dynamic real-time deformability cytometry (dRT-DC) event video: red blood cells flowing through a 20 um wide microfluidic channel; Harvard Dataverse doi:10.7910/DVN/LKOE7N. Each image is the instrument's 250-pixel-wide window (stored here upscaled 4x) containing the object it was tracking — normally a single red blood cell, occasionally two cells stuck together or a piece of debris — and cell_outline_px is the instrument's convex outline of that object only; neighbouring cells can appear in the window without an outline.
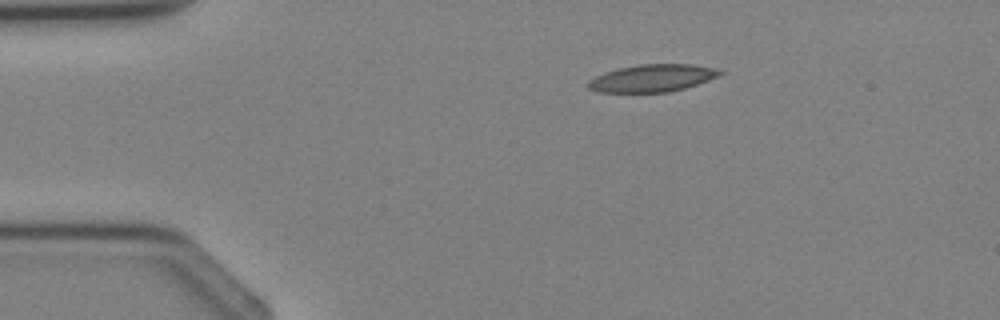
{"species": "Egyptian fruit bat (a non-hibernating species)", "species_latin": "Rousettus aegyptiacus", "temperature_condition": "cold", "stored_images_in_passage": 1, "camera_frame_rate_fps": 3000, "um_per_image_px": 0.085, "animal": {"sex": "female"}, "frame": {"image": 1, "passage_image": 1, "time_ms": 0.0, "image_size_px": [1000, 320], "cell_outline_px": [[724, 72], [708, 80], [684, 88], [668, 92], [596, 92], [588, 88], [588, 80], [604, 72], [620, 68], [640, 64], [692, 64], [720, 68]], "centroid_in_image_um": [55.45, 6.63], "position_along_channel_um": 29.6, "area_um2": 20.98}}